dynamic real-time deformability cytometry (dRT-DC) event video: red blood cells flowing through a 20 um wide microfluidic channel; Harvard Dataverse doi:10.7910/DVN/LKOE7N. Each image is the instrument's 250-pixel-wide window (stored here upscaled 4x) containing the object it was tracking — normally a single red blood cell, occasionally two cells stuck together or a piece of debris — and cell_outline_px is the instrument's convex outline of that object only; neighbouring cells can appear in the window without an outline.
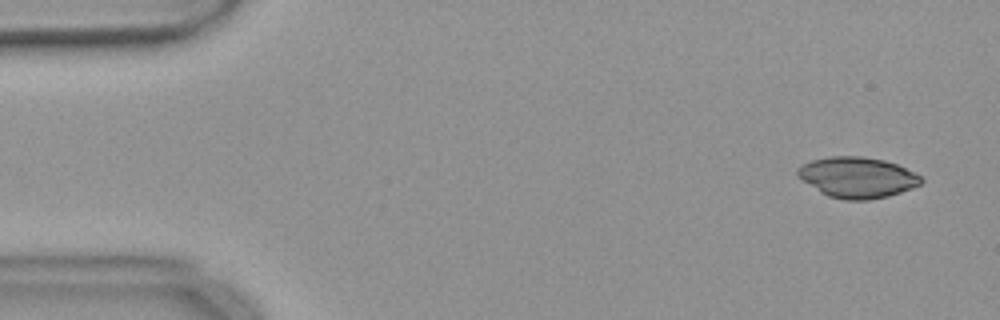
{"species": "common noctule bat (a hibernating species)", "species_latin": "Nyctalus noctula", "temperature_condition": "warm", "stored_images_in_passage": 55, "segment_of_instrument_passage": [1, 2], "camera_frame_rate_fps": 3000, "um_per_image_px": 0.085, "animal": {"sex": "female", "body_mass_g": 18.4}, "frame": {"image": 1, "passage_image": 3, "time_ms": 0.667, "image_size_px": [1000, 320], "cell_outline_px": [[924, 180], [920, 184], [912, 188], [888, 196], [868, 200], [844, 200], [828, 196], [820, 192], [796, 176], [796, 172], [804, 164], [812, 160], [832, 156], [860, 156], [884, 160], [896, 164], [920, 176]], "centroid_in_image_um": [72.86, 15.09], "position_along_channel_um": 12.1, "area_um2": 29.07}}
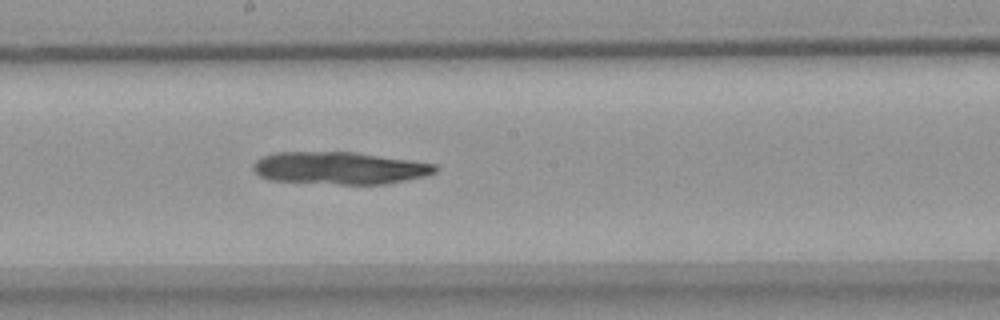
{"frame": {"image": 2, "passage_image": 29, "time_ms": 9.333, "image_size_px": [1000, 320], "cell_outline_px": [[436, 172], [424, 176], [388, 184], [340, 184], [272, 180], [260, 176], [252, 168], [256, 160], [264, 156], [276, 152], [352, 152], [436, 164]], "centroid_in_image_um": [28.85, 14.29], "position_along_channel_um": 219.3, "area_um2": 33.93}}
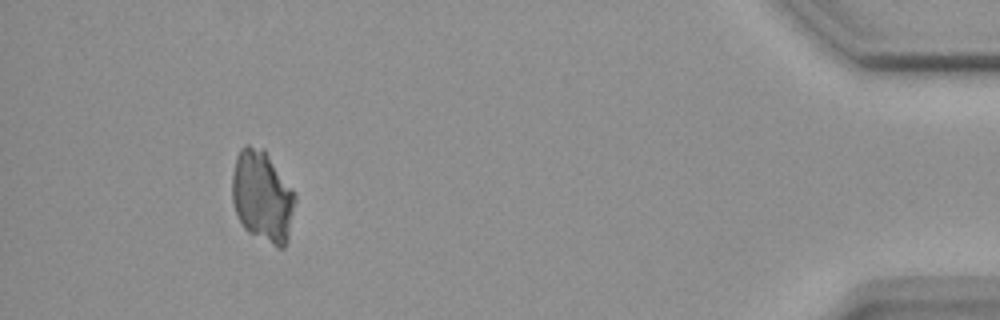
{"frame": {"image": 3, "passage_image": 50, "time_ms": 16.333, "image_size_px": [1000, 320], "cell_outline_px": [[296, 200], [288, 240], [284, 248], [276, 248], [248, 232], [244, 228], [236, 212], [232, 200], [232, 176], [236, 156], [240, 148], [244, 144], [248, 144], [264, 148], [296, 196]], "centroid_in_image_um": [22.29, 16.7], "position_along_channel_um": 412.9, "area_um2": 33.76}}